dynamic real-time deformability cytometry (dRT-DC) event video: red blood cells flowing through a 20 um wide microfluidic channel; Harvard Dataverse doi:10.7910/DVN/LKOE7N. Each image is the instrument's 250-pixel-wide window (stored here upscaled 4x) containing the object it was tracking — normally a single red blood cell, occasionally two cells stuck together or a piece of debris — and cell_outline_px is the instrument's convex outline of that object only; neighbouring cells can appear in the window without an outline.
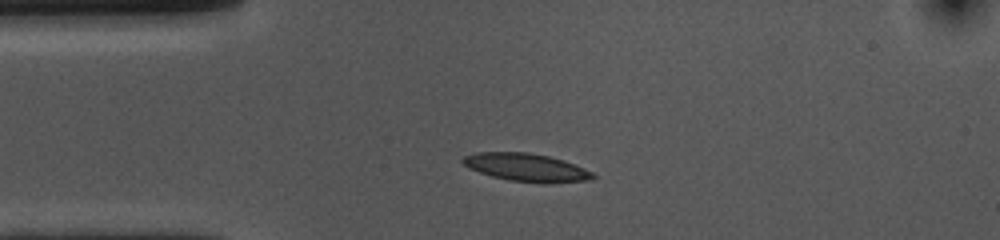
{"species": "common noctule bat (a hibernating species)", "species_latin": "Nyctalus noctula", "temperature_condition": "cold", "stored_images_in_passage": 34, "camera_frame_rate_fps": 3000, "um_per_image_px": 0.085, "animal": {"sex": "female", "body_mass_g": 10.0, "forearm_length_mm": 53.1}, "frame": {"image": 1, "passage_image": 1, "time_ms": 0.0, "image_size_px": [1000, 240], "cell_outline_px": [[596, 176], [588, 180], [544, 184], [508, 180], [492, 176], [468, 168], [460, 160], [464, 156], [476, 152], [528, 152], [548, 156], [564, 160], [584, 168], [592, 172]], "centroid_in_image_um": [44.73, 14.23], "position_along_channel_um": 40.3, "area_um2": 21.27}}
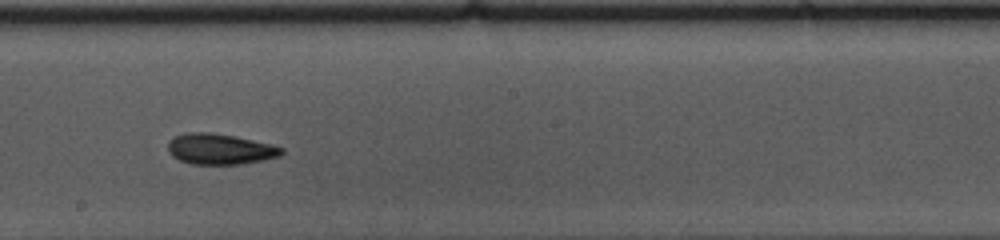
{"frame": {"image": 2, "passage_image": 18, "time_ms": 5.667, "image_size_px": [1000, 240], "cell_outline_px": [[284, 152], [280, 156], [264, 160], [240, 164], [192, 164], [180, 160], [172, 156], [168, 152], [168, 140], [176, 136], [188, 132], [212, 132], [272, 144], [284, 148]], "centroid_in_image_um": [18.7, 12.67], "position_along_channel_um": 229.5, "area_um2": 20.35}}
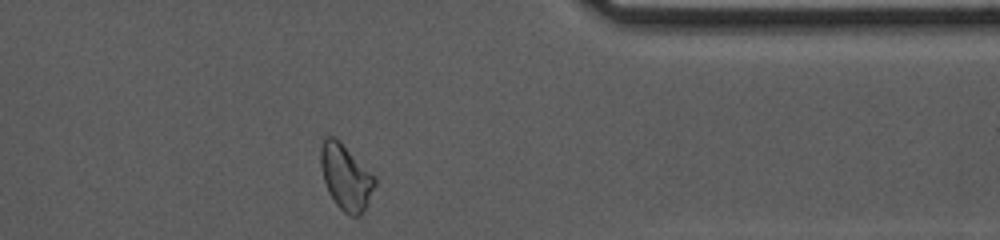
{"frame": {"image": 3, "passage_image": 32, "time_ms": 10.333, "image_size_px": [1000, 240], "cell_outline_px": [[376, 184], [360, 216], [352, 216], [344, 212], [336, 204], [328, 192], [324, 180], [320, 164], [320, 148], [324, 132], [340, 140], [376, 176]], "centroid_in_image_um": [29.37, 14.98], "position_along_channel_um": 382.0, "area_um2": 20.92}, "authors_computed_cell_mechanics": {"area_um2": 20.1433, "velocity_mm_per_s": 3.6335, "shape_relaxation_time_tau1_ms": 3.5299, "shape_relaxation_time_tau2_ms": 3.7076, "deformation_change_tau1": 0.127, "deformation_change_tau2": 0.1057}}